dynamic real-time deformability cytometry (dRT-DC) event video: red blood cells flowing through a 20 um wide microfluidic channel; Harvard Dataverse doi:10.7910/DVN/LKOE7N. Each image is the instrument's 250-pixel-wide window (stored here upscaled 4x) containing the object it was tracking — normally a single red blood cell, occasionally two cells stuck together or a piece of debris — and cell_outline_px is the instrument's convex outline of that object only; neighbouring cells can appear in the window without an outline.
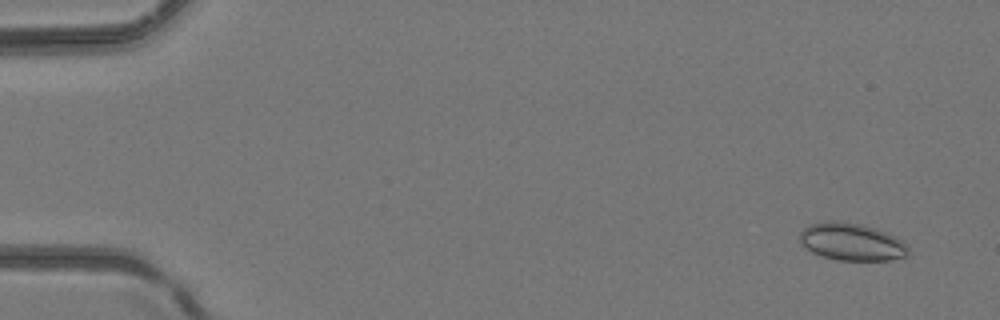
{"species": "common noctule bat (a hibernating species)", "species_latin": "Nyctalus noctula", "temperature_condition": "room temperature", "stored_images_in_passage": 5, "camera_frame_rate_fps": 3000, "um_per_image_px": 0.085, "animal": {"sex": "female", "body_mass_g": 24.6, "forearm_length_mm": 56.2}, "frame": {"image": 1, "passage_image": 1, "time_ms": 0.0, "image_size_px": [1000, 320], "cell_outline_px": [[908, 256], [892, 260], [836, 260], [820, 256], [812, 252], [800, 244], [800, 232], [808, 224], [832, 220], [836, 220], [860, 224], [876, 228], [900, 240], [908, 248]], "centroid_in_image_um": [72.34, 20.56], "position_along_channel_um": 12.7, "area_um2": 23.7}}
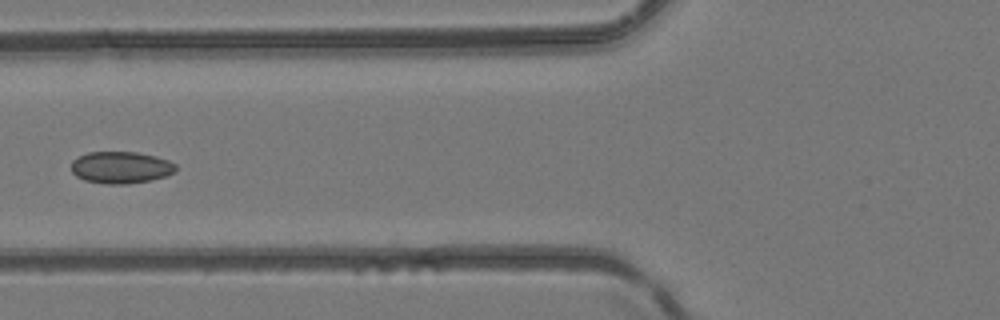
{"frame": {"image": 2, "passage_image": 5, "time_ms": 1.333, "image_size_px": [1000, 320], "cell_outline_px": [[176, 172], [152, 180], [128, 184], [108, 184], [84, 180], [76, 176], [72, 172], [72, 160], [88, 152], [136, 152], [156, 156], [168, 160], [176, 164]], "centroid_in_image_um": [10.29, 14.23], "position_along_channel_um": 115.5, "area_um2": 19.48}}